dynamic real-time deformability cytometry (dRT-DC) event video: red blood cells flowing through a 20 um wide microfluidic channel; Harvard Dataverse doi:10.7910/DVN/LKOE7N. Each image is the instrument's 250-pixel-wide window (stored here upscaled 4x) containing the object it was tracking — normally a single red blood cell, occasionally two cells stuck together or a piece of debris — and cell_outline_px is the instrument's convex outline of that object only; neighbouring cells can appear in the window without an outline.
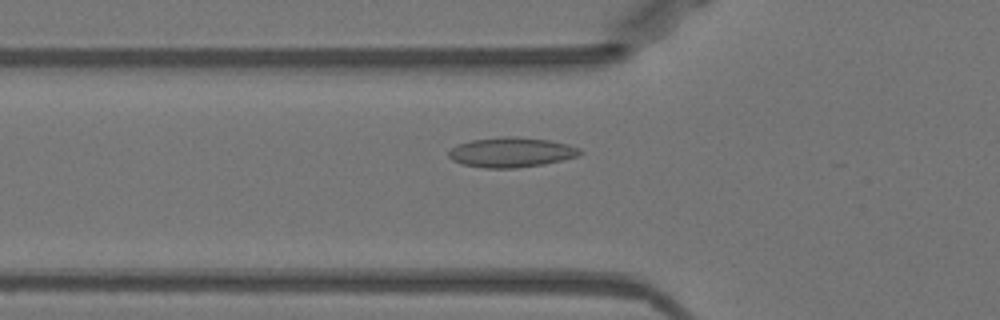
{"species": "Egyptian fruit bat (a non-hibernating species)", "species_latin": "Rousettus aegyptiacus", "temperature_condition": "warm", "stored_images_in_passage": 12, "camera_frame_rate_fps": 3000, "um_per_image_px": 0.085, "animal": {"sex": "female"}, "frame": {"image": 1, "passage_image": 4, "time_ms": 1.0, "image_size_px": [1000, 320], "cell_outline_px": [[584, 152], [580, 156], [544, 164], [516, 168], [484, 168], [464, 164], [452, 160], [448, 156], [448, 152], [452, 148], [460, 144], [472, 140], [504, 136], [512, 136], [548, 140], [568, 144], [580, 148]], "centroid_in_image_um": [43.51, 12.95], "position_along_channel_um": 82.3, "area_um2": 22.83}}
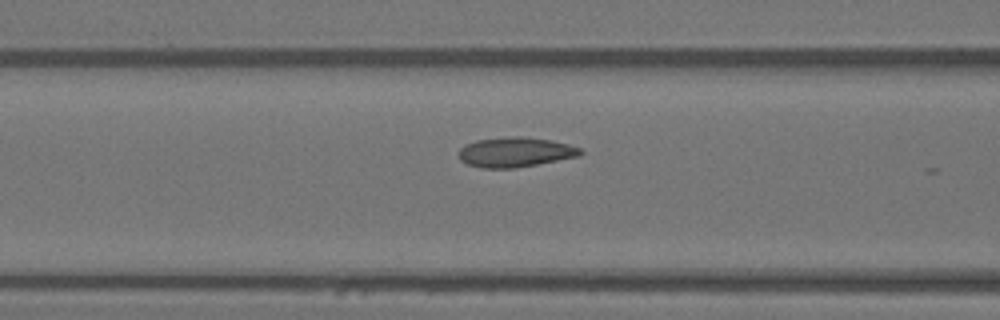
{"frame": {"image": 2, "passage_image": 7, "time_ms": 2.0, "image_size_px": [1000, 320], "cell_outline_px": [[584, 152], [580, 156], [516, 168], [480, 168], [468, 164], [460, 160], [460, 148], [464, 144], [476, 140], [512, 136], [520, 136], [552, 140], [568, 144], [580, 148]], "centroid_in_image_um": [43.81, 12.93], "position_along_channel_um": 122.8, "area_um2": 21.21}}
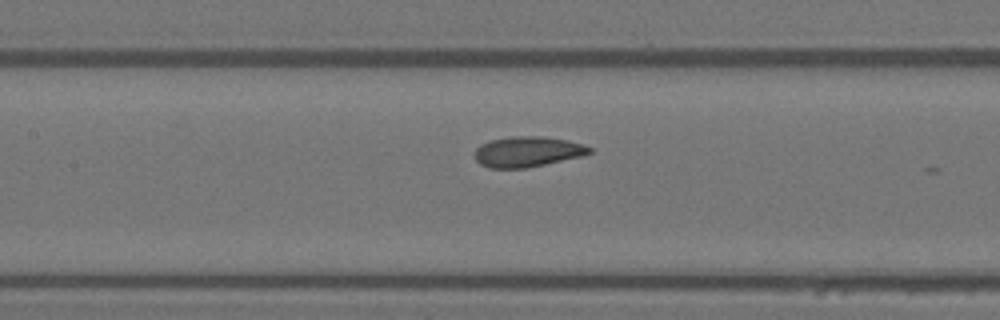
{"frame": {"image": 3, "passage_image": 10, "time_ms": 3.0, "image_size_px": [1000, 320], "cell_outline_px": [[592, 152], [580, 156], [544, 164], [524, 168], [488, 168], [480, 164], [476, 160], [476, 148], [480, 144], [492, 140], [512, 136], [544, 136], [564, 140], [580, 144], [592, 148]], "centroid_in_image_um": [44.79, 12.89], "position_along_channel_um": 162.6, "area_um2": 20.0}}